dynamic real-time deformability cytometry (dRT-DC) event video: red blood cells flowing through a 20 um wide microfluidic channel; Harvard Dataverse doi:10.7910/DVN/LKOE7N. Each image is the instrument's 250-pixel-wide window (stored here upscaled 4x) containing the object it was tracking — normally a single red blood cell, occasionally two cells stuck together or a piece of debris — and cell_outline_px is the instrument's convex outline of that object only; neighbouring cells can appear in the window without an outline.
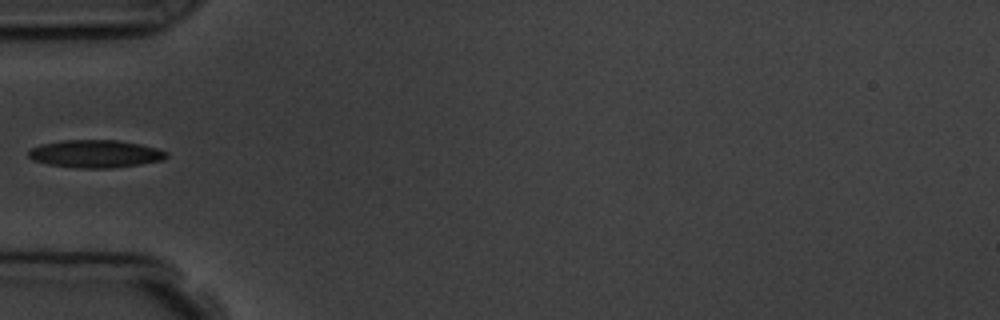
{"species": "common noctule bat (a hibernating species)", "species_latin": "Nyctalus noctula", "temperature_condition": "room temperature", "stored_images_in_passage": 5, "camera_frame_rate_fps": 3000, "um_per_image_px": 0.085, "animal": {"sex": "male", "body_mass_g": 19.5, "forearm_length_mm": 54.6}, "frame": {"image": 1, "passage_image": 4, "time_ms": 4.333, "image_size_px": [1000, 320], "cell_outline_px": [[168, 156], [164, 160], [140, 164], [112, 168], [76, 168], [48, 164], [32, 160], [28, 156], [28, 152], [32, 148], [40, 144], [60, 140], [116, 140], [140, 144], [156, 148], [168, 152]], "centroid_in_image_um": [8.1, 13.07], "position_along_channel_um": 76.9, "area_um2": 22.37}}